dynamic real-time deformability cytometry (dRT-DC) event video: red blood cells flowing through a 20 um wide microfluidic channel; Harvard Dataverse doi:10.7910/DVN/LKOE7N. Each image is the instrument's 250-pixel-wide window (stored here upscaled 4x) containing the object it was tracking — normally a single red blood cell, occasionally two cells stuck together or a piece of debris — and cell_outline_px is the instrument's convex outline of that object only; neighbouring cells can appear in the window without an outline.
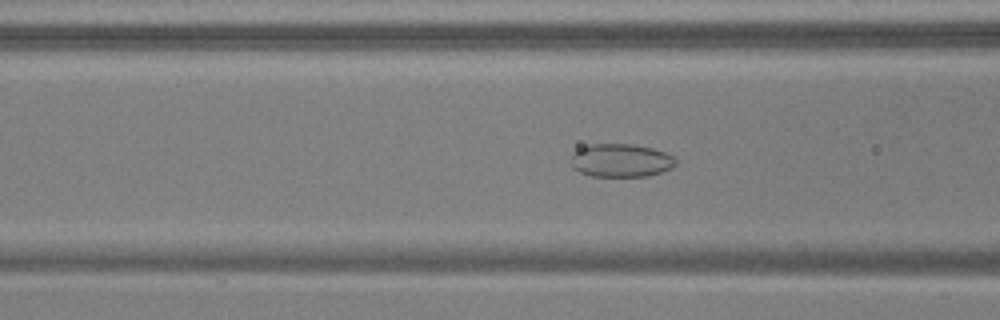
{"species": "common noctule bat (a hibernating species)", "species_latin": "Nyctalus noctula", "temperature_condition": "warm", "stored_images_in_passage": 53, "camera_frame_rate_fps": 3000, "um_per_image_px": 0.085, "animal": {"sex": "male", "body_mass_g": 17.9, "forearm_length_mm": 54.2}, "frame": {"image": 1, "passage_image": 21, "time_ms": 6.667, "image_size_px": [1000, 320], "cell_outline_px": [[676, 164], [672, 168], [660, 172], [644, 176], [592, 176], [580, 172], [572, 168], [572, 152], [580, 148], [592, 144], [628, 144], [652, 148], [664, 152], [672, 156], [676, 160]], "centroid_in_image_um": [52.76, 13.64], "position_along_channel_um": 113.8, "area_um2": 20.11}}
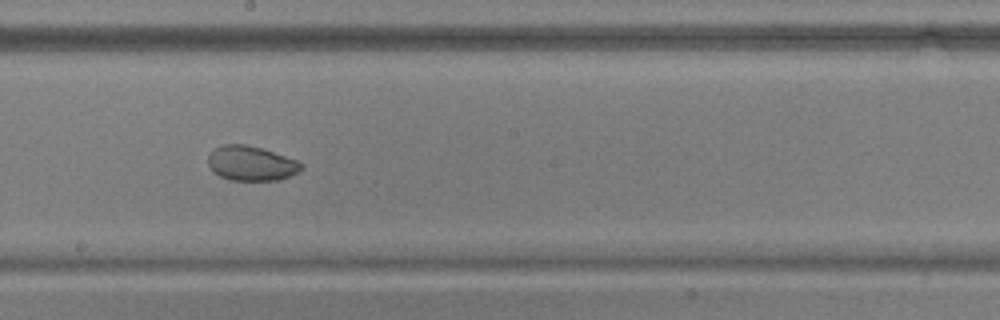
{"frame": {"image": 2, "passage_image": 30, "time_ms": 9.667, "image_size_px": [1000, 320], "cell_outline_px": [[304, 168], [280, 180], [228, 180], [212, 172], [208, 164], [208, 156], [220, 144], [244, 144], [260, 148], [296, 160], [304, 164]], "centroid_in_image_um": [21.32, 13.89], "position_along_channel_um": 226.9, "area_um2": 18.73}}
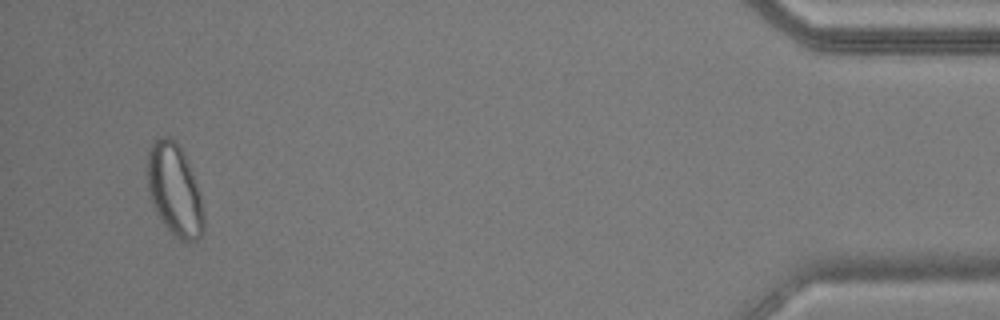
{"frame": {"image": 3, "passage_image": 51, "time_ms": 16.667, "image_size_px": [1000, 320], "cell_outline_px": [[204, 232], [196, 240], [180, 240], [172, 236], [160, 220], [156, 212], [148, 192], [148, 152], [156, 136], [168, 136], [184, 152], [196, 184], [200, 196], [204, 216]], "centroid_in_image_um": [14.83, 16.18], "position_along_channel_um": 420.4, "area_um2": 30.06}, "authors_computed_cell_mechanics": {"area_um2": 24.7962, "velocity_mm_per_s": 3.7647, "shape_relaxation_time_tau1_ms": 5.4003, "shape_relaxation_time_tau2_ms": 1.8735, "deformation_change_tau1": 0.0975, "deformation_change_tau2": 0.0474}}